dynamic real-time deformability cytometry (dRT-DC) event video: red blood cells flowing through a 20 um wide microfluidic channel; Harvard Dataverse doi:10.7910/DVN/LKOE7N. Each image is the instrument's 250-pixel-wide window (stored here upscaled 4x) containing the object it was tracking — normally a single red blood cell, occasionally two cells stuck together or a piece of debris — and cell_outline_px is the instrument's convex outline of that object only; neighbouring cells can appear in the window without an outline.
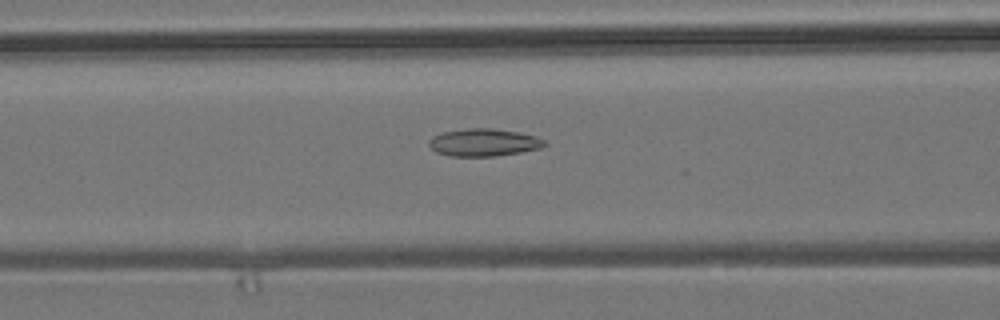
{"species": "common noctule bat (a hibernating species)", "species_latin": "Nyctalus noctula", "temperature_condition": "room temperature", "stored_images_in_passage": 46, "camera_frame_rate_fps": 3000, "um_per_image_px": 0.085, "animal": {"sex": "male", "body_mass_g": 19.2, "forearm_length_mm": 51.8}, "frame": {"image": 1, "passage_image": 22, "time_ms": 7.0, "image_size_px": [1000, 320], "cell_outline_px": [[548, 144], [540, 148], [520, 152], [496, 156], [448, 156], [436, 152], [428, 144], [428, 140], [432, 136], [444, 132], [468, 128], [492, 128], [516, 132], [536, 136], [544, 140]], "centroid_in_image_um": [41.1, 12.11], "position_along_channel_um": 125.5, "area_um2": 18.5}}
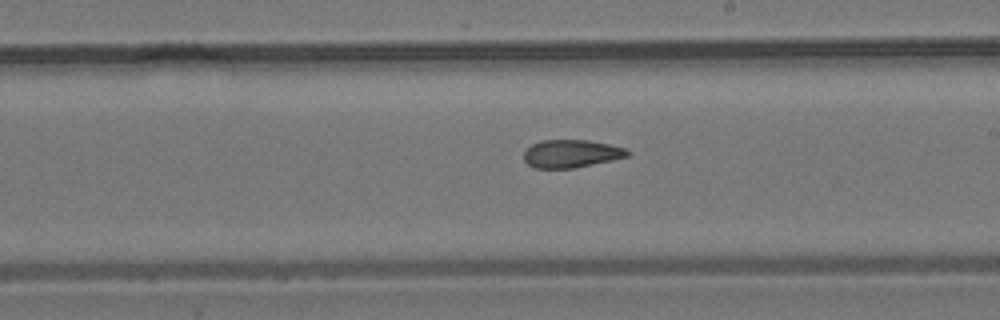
{"frame": {"image": 2, "passage_image": 31, "time_ms": 10.0, "image_size_px": [1000, 320], "cell_outline_px": [[632, 152], [628, 156], [612, 160], [572, 168], [536, 168], [528, 164], [524, 160], [524, 152], [532, 144], [540, 140], [588, 140], [628, 148]], "centroid_in_image_um": [48.58, 13.05], "position_along_channel_um": 240.4, "area_um2": 16.82}}
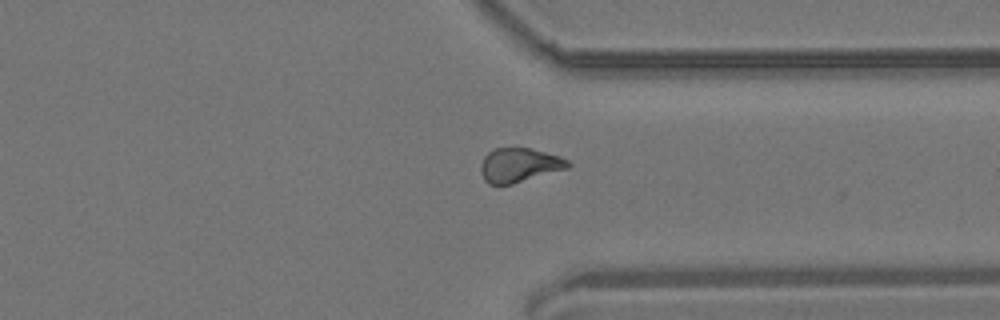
{"frame": {"image": 3, "passage_image": 41, "time_ms": 13.333, "image_size_px": [1000, 320], "cell_outline_px": [[572, 164], [568, 168], [512, 184], [488, 184], [484, 180], [480, 172], [480, 164], [484, 156], [492, 148], [532, 148], [560, 156], [568, 160]], "centroid_in_image_um": [44.12, 14.02], "position_along_channel_um": 367.3, "area_um2": 17.51}}